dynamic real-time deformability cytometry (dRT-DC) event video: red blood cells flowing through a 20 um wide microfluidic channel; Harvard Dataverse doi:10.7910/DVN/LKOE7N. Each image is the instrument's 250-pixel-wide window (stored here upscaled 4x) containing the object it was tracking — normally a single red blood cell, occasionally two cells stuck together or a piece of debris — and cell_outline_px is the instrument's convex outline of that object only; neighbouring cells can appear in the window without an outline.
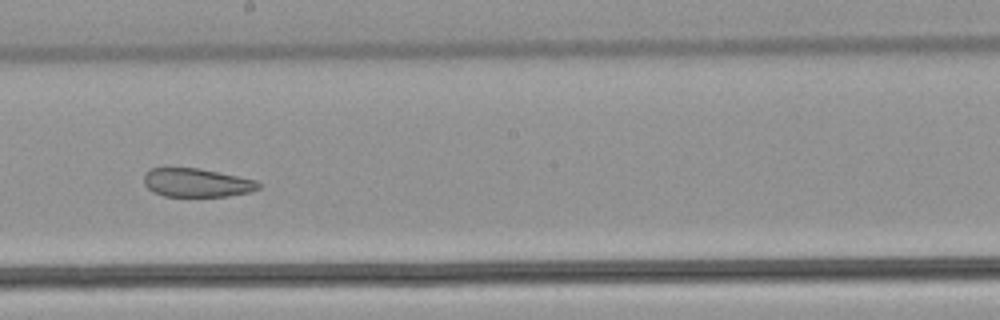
{"species": "common noctule bat (a hibernating species)", "species_latin": "Nyctalus noctula", "temperature_condition": "warm", "stored_images_in_passage": 52, "camera_frame_rate_fps": 3000, "um_per_image_px": 0.085, "animal": {"sex": "male", "body_mass_g": 21.5, "forearm_length_mm": 52.0}, "frame": {"image": 1, "passage_image": 30, "time_ms": 9.667, "image_size_px": [1000, 320], "cell_outline_px": [[260, 188], [252, 192], [228, 196], [164, 196], [152, 192], [144, 184], [144, 172], [152, 168], [196, 168], [256, 180], [260, 184]], "centroid_in_image_um": [16.7, 15.54], "position_along_channel_um": 231.5, "area_um2": 19.02}, "authors_computed_cell_mechanics": {"area_um2": 26.7325, "velocity_mm_per_s": 3.9433, "shape_relaxation_time_tau1_ms": null, "shape_relaxation_time_tau2_ms": 2.3828, "deformation_change_tau1": null, "deformation_change_tau2": 0.0997}}